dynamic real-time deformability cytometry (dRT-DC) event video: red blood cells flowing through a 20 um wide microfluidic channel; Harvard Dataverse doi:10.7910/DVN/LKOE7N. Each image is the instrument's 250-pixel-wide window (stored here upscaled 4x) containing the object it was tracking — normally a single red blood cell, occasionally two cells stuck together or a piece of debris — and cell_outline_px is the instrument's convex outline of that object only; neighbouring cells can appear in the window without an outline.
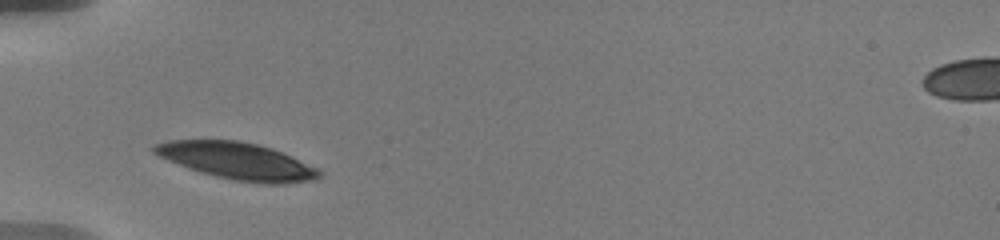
{"species": "human", "species_latin": "Homo sapiens", "temperature_condition": "warm", "stored_images_in_passage": 31, "camera_frame_rate_fps": 3000, "um_per_image_px": 0.085, "donor": {"sex": "male"}, "frame": {"image": 1, "passage_image": 1, "time_ms": 0.0, "image_size_px": [1000, 240], "cell_outline_px": [[324, 172], [320, 176], [312, 180], [284, 184], [268, 184], [236, 180], [216, 176], [200, 172], [188, 168], [168, 160], [152, 152], [152, 144], [168, 140], [236, 140], [260, 144], [272, 148], [316, 168]], "centroid_in_image_um": [20.13, 13.67], "position_along_channel_um": 64.9, "area_um2": 35.26}}
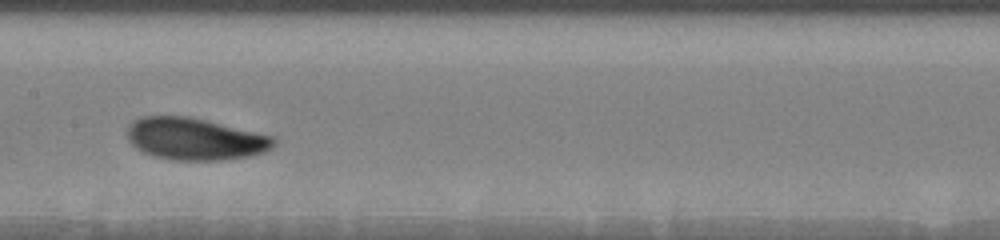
{"frame": {"image": 2, "passage_image": 10, "time_ms": 3.667, "image_size_px": [1000, 240], "cell_outline_px": [[276, 144], [272, 148], [264, 152], [252, 156], [220, 160], [172, 160], [156, 156], [144, 152], [136, 148], [128, 140], [128, 124], [144, 116], [188, 116], [276, 136]], "centroid_in_image_um": [16.63, 11.81], "position_along_channel_um": 190.8, "area_um2": 36.01}}
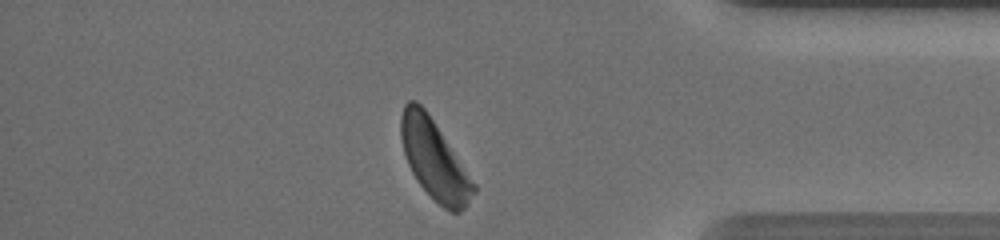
{"frame": {"image": 3, "passage_image": 30, "time_ms": 10.0, "image_size_px": [1000, 240], "cell_outline_px": [[476, 192], [468, 204], [460, 212], [452, 212], [444, 208], [416, 180], [408, 164], [404, 152], [400, 136], [400, 116], [404, 104], [408, 100], [416, 100], [424, 108], [476, 184]], "centroid_in_image_um": [36.91, 13.56], "position_along_channel_um": 398.3, "area_um2": 33.0}, "authors_computed_cell_mechanics": {"area_um2": 35.4892, "velocity_mm_per_s": 3.5683, "shape_relaxation_time_tau1_ms": 2.5388, "shape_relaxation_time_tau2_ms": 8.5876, "deformation_change_tau1": 0.1167, "deformation_change_tau2": 0.1523}}